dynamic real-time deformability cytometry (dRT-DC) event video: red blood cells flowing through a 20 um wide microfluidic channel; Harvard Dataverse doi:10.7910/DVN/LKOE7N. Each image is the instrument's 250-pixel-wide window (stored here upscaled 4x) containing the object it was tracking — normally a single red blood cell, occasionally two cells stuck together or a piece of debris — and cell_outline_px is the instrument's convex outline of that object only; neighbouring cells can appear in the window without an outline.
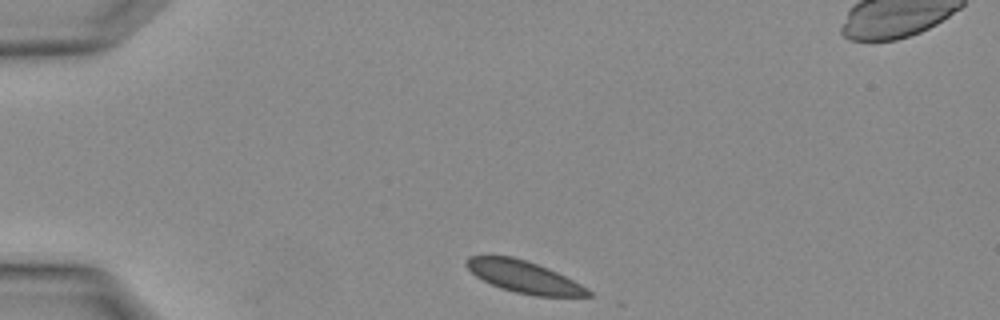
{"species": "Egyptian fruit bat (a non-hibernating species)", "species_latin": "Rousettus aegyptiacus", "temperature_condition": "warm", "stored_images_in_passage": 2, "segment_of_instrument_passage": [1, 2], "camera_frame_rate_fps": 3000, "um_per_image_px": 0.085, "animal": {"sex": "female"}, "frame": {"image": 1, "passage_image": 1, "time_ms": 0.0, "image_size_px": [1000, 320], "cell_outline_px": [[592, 296], [536, 296], [516, 292], [500, 288], [476, 276], [464, 264], [468, 256], [512, 256], [548, 268], [588, 288], [592, 292]], "centroid_in_image_um": [44.53, 23.53], "position_along_channel_um": 40.5, "area_um2": 22.31}}